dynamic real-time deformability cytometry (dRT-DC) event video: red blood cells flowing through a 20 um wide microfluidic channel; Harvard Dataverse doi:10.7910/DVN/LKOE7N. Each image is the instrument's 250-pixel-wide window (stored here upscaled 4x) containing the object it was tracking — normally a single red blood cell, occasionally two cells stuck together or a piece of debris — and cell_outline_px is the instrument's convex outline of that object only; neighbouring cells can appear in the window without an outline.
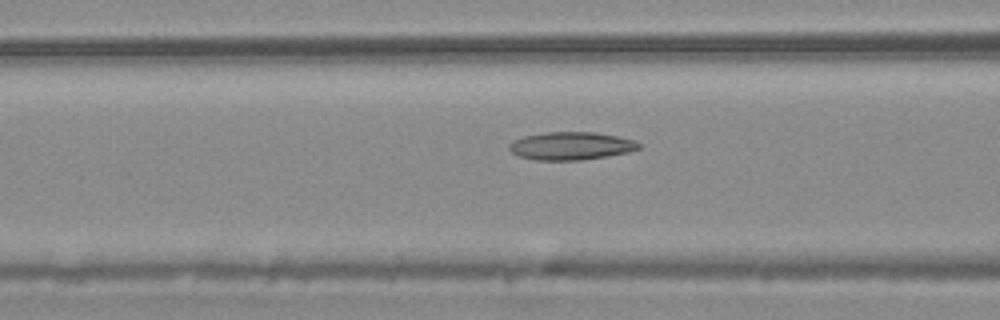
{"species": "common noctule bat (a hibernating species)", "species_latin": "Nyctalus noctula", "temperature_condition": "warm", "stored_images_in_passage": 9, "camera_frame_rate_fps": 3000, "um_per_image_px": 0.085, "animal": {"sex": "male", "body_mass_g": 20.4}, "frame": {"image": 1, "passage_image": 8, "time_ms": 2.333, "image_size_px": [1000, 320], "cell_outline_px": [[644, 144], [640, 148], [628, 152], [608, 156], [580, 160], [536, 160], [520, 156], [512, 152], [508, 148], [508, 144], [512, 140], [524, 136], [544, 132], [596, 132], [636, 140]], "centroid_in_image_um": [48.56, 12.39], "position_along_channel_um": 118.0, "area_um2": 21.27}}